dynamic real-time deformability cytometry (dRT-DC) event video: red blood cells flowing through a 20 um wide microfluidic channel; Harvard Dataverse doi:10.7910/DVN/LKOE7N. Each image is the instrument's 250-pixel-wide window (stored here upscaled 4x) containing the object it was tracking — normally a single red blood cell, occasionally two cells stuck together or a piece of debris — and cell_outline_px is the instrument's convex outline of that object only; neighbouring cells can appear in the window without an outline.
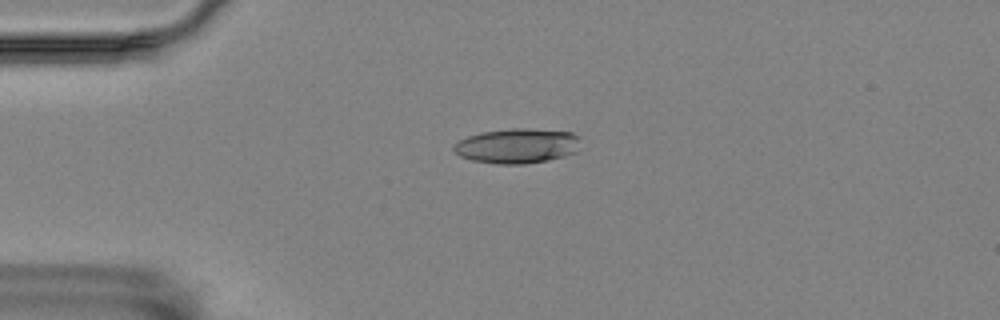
{"species": "Egyptian fruit bat (a non-hibernating species)", "species_latin": "Rousettus aegyptiacus", "temperature_condition": "room temperature", "stored_images_in_passage": 6, "camera_frame_rate_fps": 3000, "um_per_image_px": 0.085, "animal": {"sex": "female"}, "frame": {"image": 1, "passage_image": 4, "time_ms": 1.0, "image_size_px": [1000, 320], "cell_outline_px": [[580, 136], [576, 152], [564, 156], [548, 160], [524, 164], [496, 164], [472, 160], [460, 156], [452, 148], [452, 144], [468, 136], [480, 132], [512, 128], [524, 128], [572, 132]], "centroid_in_image_um": [43.94, 12.39], "position_along_channel_um": 41.1, "area_um2": 25.84}}